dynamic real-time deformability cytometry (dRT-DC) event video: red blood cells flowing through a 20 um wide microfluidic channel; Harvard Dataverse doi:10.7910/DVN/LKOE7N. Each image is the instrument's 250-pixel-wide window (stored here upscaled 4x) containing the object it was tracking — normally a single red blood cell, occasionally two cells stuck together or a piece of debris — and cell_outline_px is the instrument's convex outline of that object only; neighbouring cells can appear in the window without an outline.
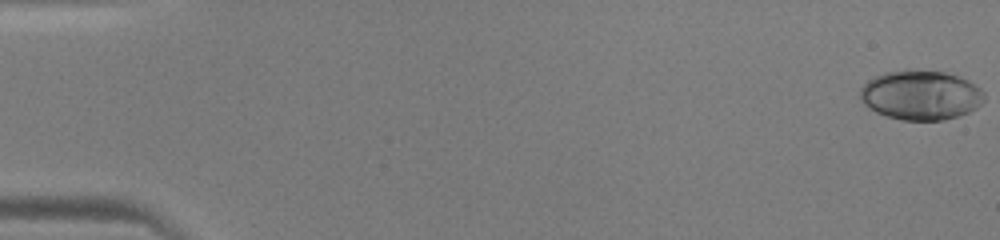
{"species": "human", "species_latin": "Homo sapiens", "temperature_condition": "warm", "stored_images_in_passage": 48, "camera_frame_rate_fps": 3000, "um_per_image_px": 0.085, "donor": {"sex": "male"}, "frame": {"image": 1, "passage_image": 1, "time_ms": 0.0, "image_size_px": [1000, 240], "cell_outline_px": [[984, 100], [976, 108], [968, 112], [944, 120], [900, 120], [876, 112], [868, 108], [860, 100], [860, 88], [868, 80], [884, 72], [944, 72], [968, 80], [980, 88], [984, 92]], "centroid_in_image_um": [78.25, 8.12], "position_along_channel_um": 6.7, "area_um2": 35.2}}
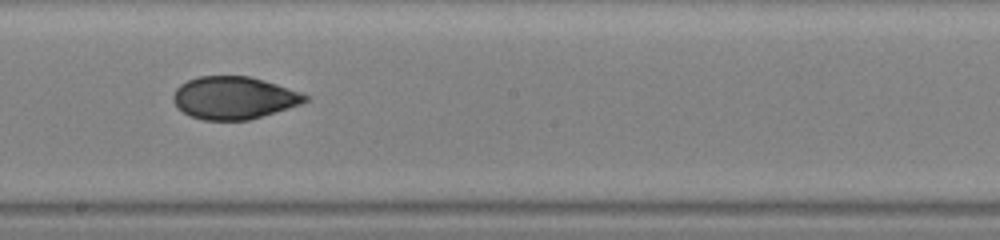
{"frame": {"image": 2, "passage_image": 28, "time_ms": 9.0, "image_size_px": [1000, 240], "cell_outline_px": [[308, 100], [300, 104], [288, 108], [248, 120], [204, 120], [192, 116], [184, 112], [172, 100], [172, 96], [176, 88], [180, 84], [188, 80], [200, 76], [248, 76], [304, 92], [308, 96]], "centroid_in_image_um": [19.89, 8.31], "position_along_channel_um": 228.3, "area_um2": 32.48}}
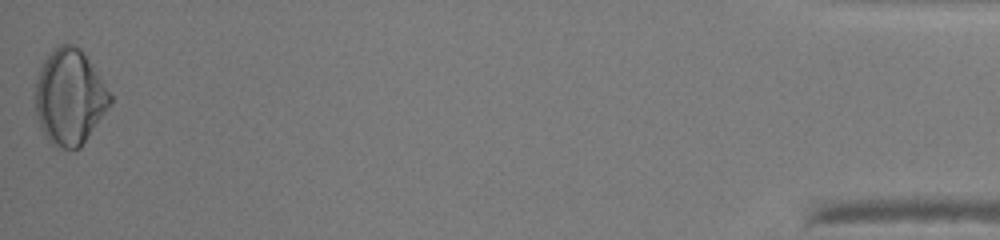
{"frame": {"image": 3, "passage_image": 48, "time_ms": 15.667, "image_size_px": [1000, 240], "cell_outline_px": [[112, 104], [80, 148], [56, 148], [44, 136], [40, 128], [36, 116], [36, 80], [40, 68], [48, 52], [60, 44], [72, 44], [80, 48], [84, 52], [112, 96]], "centroid_in_image_um": [5.91, 8.26], "position_along_channel_um": 429.3, "area_um2": 41.79}}